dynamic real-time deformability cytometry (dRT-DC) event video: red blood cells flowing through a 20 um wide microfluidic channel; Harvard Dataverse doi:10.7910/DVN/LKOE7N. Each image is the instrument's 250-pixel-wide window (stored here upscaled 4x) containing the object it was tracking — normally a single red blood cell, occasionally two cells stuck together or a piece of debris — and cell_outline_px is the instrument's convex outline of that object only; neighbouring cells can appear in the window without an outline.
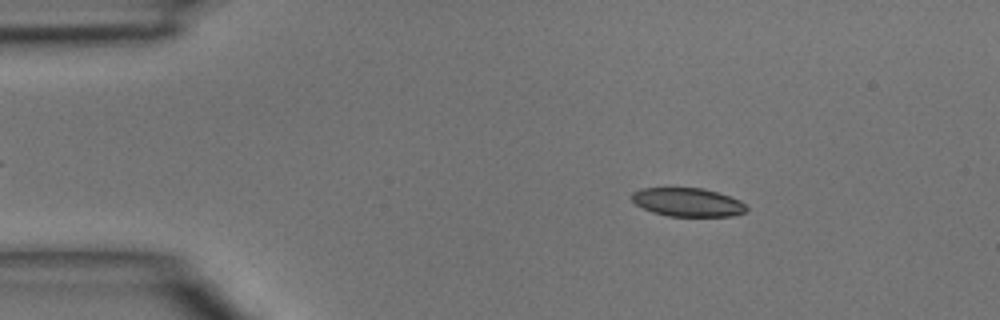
{"species": "common noctule bat (a hibernating species)", "species_latin": "Nyctalus noctula", "temperature_condition": "room temperature", "stored_images_in_passage": 46, "camera_frame_rate_fps": 3000, "um_per_image_px": 0.085, "animal": {"sex": "male", "body_mass_g": 15.6}, "frame": {"image": 1, "passage_image": 7, "time_ms": 2.0, "image_size_px": [1000, 320], "cell_outline_px": [[748, 208], [744, 212], [732, 216], [668, 216], [652, 212], [636, 204], [632, 200], [632, 192], [640, 188], [704, 188], [740, 200]], "centroid_in_image_um": [58.44, 17.19], "position_along_channel_um": 26.6, "area_um2": 18.96}}
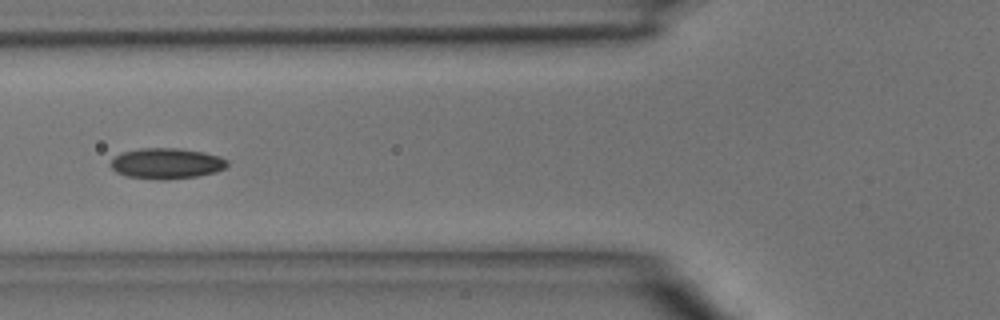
{"frame": {"image": 2, "passage_image": 17, "time_ms": 5.333, "image_size_px": [1000, 320], "cell_outline_px": [[228, 164], [224, 168], [216, 172], [196, 176], [168, 180], [160, 180], [128, 176], [116, 172], [112, 168], [112, 160], [120, 152], [140, 148], [180, 148], [204, 152], [220, 156], [228, 160]], "centroid_in_image_um": [14.18, 13.88], "position_along_channel_um": 111.6, "area_um2": 20.92}}
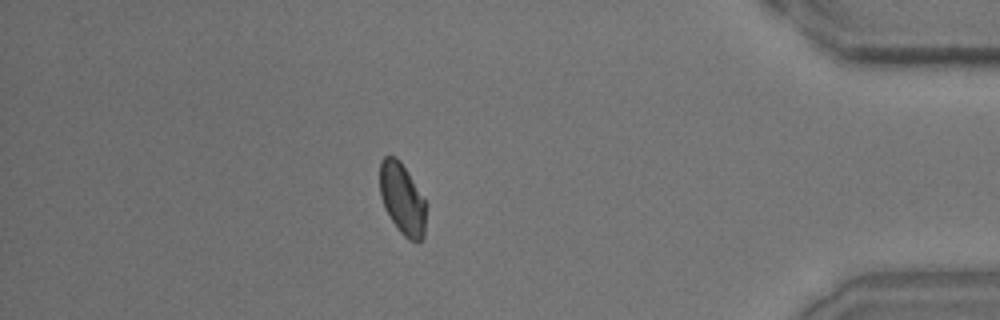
{"frame": {"image": 3, "passage_image": 40, "time_ms": 13.0, "image_size_px": [1000, 320], "cell_outline_px": [[428, 204], [424, 236], [416, 244], [408, 240], [400, 232], [384, 208], [380, 196], [380, 160], [384, 156], [396, 156], [400, 160]], "centroid_in_image_um": [34.22, 16.93], "position_along_channel_um": 401.0, "area_um2": 19.65}}